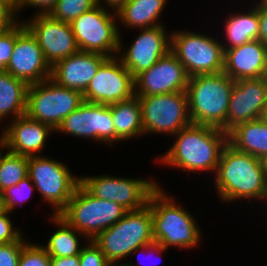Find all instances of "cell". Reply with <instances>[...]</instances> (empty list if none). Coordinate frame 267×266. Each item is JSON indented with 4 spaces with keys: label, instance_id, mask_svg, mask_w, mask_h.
Listing matches in <instances>:
<instances>
[{
    "label": "cell",
    "instance_id": "obj_31",
    "mask_svg": "<svg viewBox=\"0 0 267 266\" xmlns=\"http://www.w3.org/2000/svg\"><path fill=\"white\" fill-rule=\"evenodd\" d=\"M35 186L30 178L27 176L21 180L17 185L4 190L1 194L5 203V210L13 213L18 205L29 200L32 193L35 192ZM17 206V207H16Z\"/></svg>",
    "mask_w": 267,
    "mask_h": 266
},
{
    "label": "cell",
    "instance_id": "obj_23",
    "mask_svg": "<svg viewBox=\"0 0 267 266\" xmlns=\"http://www.w3.org/2000/svg\"><path fill=\"white\" fill-rule=\"evenodd\" d=\"M231 14L223 19L225 20L223 33L226 38L221 39V44L224 50L259 40L258 4L255 1L246 11Z\"/></svg>",
    "mask_w": 267,
    "mask_h": 266
},
{
    "label": "cell",
    "instance_id": "obj_2",
    "mask_svg": "<svg viewBox=\"0 0 267 266\" xmlns=\"http://www.w3.org/2000/svg\"><path fill=\"white\" fill-rule=\"evenodd\" d=\"M213 177L217 197L224 204L241 199L264 203L267 198V175L262 160L229 144L221 153Z\"/></svg>",
    "mask_w": 267,
    "mask_h": 266
},
{
    "label": "cell",
    "instance_id": "obj_25",
    "mask_svg": "<svg viewBox=\"0 0 267 266\" xmlns=\"http://www.w3.org/2000/svg\"><path fill=\"white\" fill-rule=\"evenodd\" d=\"M228 144L240 152L263 159L267 155V122L261 119L237 125L228 133Z\"/></svg>",
    "mask_w": 267,
    "mask_h": 266
},
{
    "label": "cell",
    "instance_id": "obj_44",
    "mask_svg": "<svg viewBox=\"0 0 267 266\" xmlns=\"http://www.w3.org/2000/svg\"><path fill=\"white\" fill-rule=\"evenodd\" d=\"M128 263L121 262H109L108 266H138V263H132L131 261H127Z\"/></svg>",
    "mask_w": 267,
    "mask_h": 266
},
{
    "label": "cell",
    "instance_id": "obj_32",
    "mask_svg": "<svg viewBox=\"0 0 267 266\" xmlns=\"http://www.w3.org/2000/svg\"><path fill=\"white\" fill-rule=\"evenodd\" d=\"M18 266H51V256L42 244L28 241L22 248Z\"/></svg>",
    "mask_w": 267,
    "mask_h": 266
},
{
    "label": "cell",
    "instance_id": "obj_11",
    "mask_svg": "<svg viewBox=\"0 0 267 266\" xmlns=\"http://www.w3.org/2000/svg\"><path fill=\"white\" fill-rule=\"evenodd\" d=\"M138 99L144 135L155 133L173 136L192 124L186 91L138 96Z\"/></svg>",
    "mask_w": 267,
    "mask_h": 266
},
{
    "label": "cell",
    "instance_id": "obj_39",
    "mask_svg": "<svg viewBox=\"0 0 267 266\" xmlns=\"http://www.w3.org/2000/svg\"><path fill=\"white\" fill-rule=\"evenodd\" d=\"M259 40L267 46V6L258 4Z\"/></svg>",
    "mask_w": 267,
    "mask_h": 266
},
{
    "label": "cell",
    "instance_id": "obj_21",
    "mask_svg": "<svg viewBox=\"0 0 267 266\" xmlns=\"http://www.w3.org/2000/svg\"><path fill=\"white\" fill-rule=\"evenodd\" d=\"M107 58L99 53L79 51L55 63L51 67L50 79L62 87L83 93Z\"/></svg>",
    "mask_w": 267,
    "mask_h": 266
},
{
    "label": "cell",
    "instance_id": "obj_15",
    "mask_svg": "<svg viewBox=\"0 0 267 266\" xmlns=\"http://www.w3.org/2000/svg\"><path fill=\"white\" fill-rule=\"evenodd\" d=\"M166 28L164 25H159L139 29V35L127 47V50L124 48L122 35L119 36L117 56L134 78L141 72L152 67L161 57L170 51L171 33Z\"/></svg>",
    "mask_w": 267,
    "mask_h": 266
},
{
    "label": "cell",
    "instance_id": "obj_16",
    "mask_svg": "<svg viewBox=\"0 0 267 266\" xmlns=\"http://www.w3.org/2000/svg\"><path fill=\"white\" fill-rule=\"evenodd\" d=\"M5 72L33 85L51 76V67L46 62L37 38L23 20L17 22V39Z\"/></svg>",
    "mask_w": 267,
    "mask_h": 266
},
{
    "label": "cell",
    "instance_id": "obj_14",
    "mask_svg": "<svg viewBox=\"0 0 267 266\" xmlns=\"http://www.w3.org/2000/svg\"><path fill=\"white\" fill-rule=\"evenodd\" d=\"M86 102L113 105L135 95L134 77L118 56L107 58L82 93Z\"/></svg>",
    "mask_w": 267,
    "mask_h": 266
},
{
    "label": "cell",
    "instance_id": "obj_13",
    "mask_svg": "<svg viewBox=\"0 0 267 266\" xmlns=\"http://www.w3.org/2000/svg\"><path fill=\"white\" fill-rule=\"evenodd\" d=\"M56 132L113 146L116 143V130L111 117V105L84 101L63 119Z\"/></svg>",
    "mask_w": 267,
    "mask_h": 266
},
{
    "label": "cell",
    "instance_id": "obj_3",
    "mask_svg": "<svg viewBox=\"0 0 267 266\" xmlns=\"http://www.w3.org/2000/svg\"><path fill=\"white\" fill-rule=\"evenodd\" d=\"M162 186H158L150 195L153 238L163 247L191 249L198 246L202 237L201 228L191 212L176 198L171 197ZM168 194V195H167Z\"/></svg>",
    "mask_w": 267,
    "mask_h": 266
},
{
    "label": "cell",
    "instance_id": "obj_41",
    "mask_svg": "<svg viewBox=\"0 0 267 266\" xmlns=\"http://www.w3.org/2000/svg\"><path fill=\"white\" fill-rule=\"evenodd\" d=\"M51 266H80L79 255L51 257Z\"/></svg>",
    "mask_w": 267,
    "mask_h": 266
},
{
    "label": "cell",
    "instance_id": "obj_37",
    "mask_svg": "<svg viewBox=\"0 0 267 266\" xmlns=\"http://www.w3.org/2000/svg\"><path fill=\"white\" fill-rule=\"evenodd\" d=\"M20 18L16 11L6 2L0 0V31L8 29L16 24Z\"/></svg>",
    "mask_w": 267,
    "mask_h": 266
},
{
    "label": "cell",
    "instance_id": "obj_9",
    "mask_svg": "<svg viewBox=\"0 0 267 266\" xmlns=\"http://www.w3.org/2000/svg\"><path fill=\"white\" fill-rule=\"evenodd\" d=\"M69 24L80 51L117 56L121 29L116 12L97 5Z\"/></svg>",
    "mask_w": 267,
    "mask_h": 266
},
{
    "label": "cell",
    "instance_id": "obj_40",
    "mask_svg": "<svg viewBox=\"0 0 267 266\" xmlns=\"http://www.w3.org/2000/svg\"><path fill=\"white\" fill-rule=\"evenodd\" d=\"M166 250H167V248L163 247L161 244L156 243V242H153L152 244H147L145 246H142V247L137 248L134 252H132L131 255L133 256L134 253H136V252H139V254L141 253L143 255L144 253H142V252H147L146 254H148V255L149 254L151 255V254H154L155 253V255L158 256V255H160V253L162 254L163 252H166ZM137 257H138V255H137ZM139 261H141V260H139ZM139 264L140 265L143 264L142 261ZM154 264H156V263L154 262ZM152 266H154V265H152Z\"/></svg>",
    "mask_w": 267,
    "mask_h": 266
},
{
    "label": "cell",
    "instance_id": "obj_47",
    "mask_svg": "<svg viewBox=\"0 0 267 266\" xmlns=\"http://www.w3.org/2000/svg\"><path fill=\"white\" fill-rule=\"evenodd\" d=\"M261 160H262V163H263V168H264L265 173L267 175V155Z\"/></svg>",
    "mask_w": 267,
    "mask_h": 266
},
{
    "label": "cell",
    "instance_id": "obj_17",
    "mask_svg": "<svg viewBox=\"0 0 267 266\" xmlns=\"http://www.w3.org/2000/svg\"><path fill=\"white\" fill-rule=\"evenodd\" d=\"M26 27L37 38L46 62L52 67L55 63L80 50L71 26L51 17L49 14H34L23 20Z\"/></svg>",
    "mask_w": 267,
    "mask_h": 266
},
{
    "label": "cell",
    "instance_id": "obj_36",
    "mask_svg": "<svg viewBox=\"0 0 267 266\" xmlns=\"http://www.w3.org/2000/svg\"><path fill=\"white\" fill-rule=\"evenodd\" d=\"M9 211H6L4 214L0 215V244L10 243L17 241L23 233L21 229L14 226Z\"/></svg>",
    "mask_w": 267,
    "mask_h": 266
},
{
    "label": "cell",
    "instance_id": "obj_27",
    "mask_svg": "<svg viewBox=\"0 0 267 266\" xmlns=\"http://www.w3.org/2000/svg\"><path fill=\"white\" fill-rule=\"evenodd\" d=\"M29 85L11 74L0 72V123L25 115Z\"/></svg>",
    "mask_w": 267,
    "mask_h": 266
},
{
    "label": "cell",
    "instance_id": "obj_34",
    "mask_svg": "<svg viewBox=\"0 0 267 266\" xmlns=\"http://www.w3.org/2000/svg\"><path fill=\"white\" fill-rule=\"evenodd\" d=\"M22 235L17 241L0 244V266H18L23 246L28 242Z\"/></svg>",
    "mask_w": 267,
    "mask_h": 266
},
{
    "label": "cell",
    "instance_id": "obj_50",
    "mask_svg": "<svg viewBox=\"0 0 267 266\" xmlns=\"http://www.w3.org/2000/svg\"><path fill=\"white\" fill-rule=\"evenodd\" d=\"M264 204H266V205H264V208H265V206H267V198H266ZM266 210H267V207H266ZM266 213H267V212H266Z\"/></svg>",
    "mask_w": 267,
    "mask_h": 266
},
{
    "label": "cell",
    "instance_id": "obj_10",
    "mask_svg": "<svg viewBox=\"0 0 267 266\" xmlns=\"http://www.w3.org/2000/svg\"><path fill=\"white\" fill-rule=\"evenodd\" d=\"M84 102L82 92L62 87L52 79L29 85L26 115L54 130Z\"/></svg>",
    "mask_w": 267,
    "mask_h": 266
},
{
    "label": "cell",
    "instance_id": "obj_43",
    "mask_svg": "<svg viewBox=\"0 0 267 266\" xmlns=\"http://www.w3.org/2000/svg\"><path fill=\"white\" fill-rule=\"evenodd\" d=\"M11 6L16 12L20 9L22 0H2Z\"/></svg>",
    "mask_w": 267,
    "mask_h": 266
},
{
    "label": "cell",
    "instance_id": "obj_28",
    "mask_svg": "<svg viewBox=\"0 0 267 266\" xmlns=\"http://www.w3.org/2000/svg\"><path fill=\"white\" fill-rule=\"evenodd\" d=\"M52 216V217H51ZM49 216V222L56 225L54 232L47 239L48 242L42 245L47 253L51 257H67L79 255L83 245L79 240L83 237L84 241H88V239L78 232L75 228L70 226L63 218L59 215H51ZM79 235V237H78Z\"/></svg>",
    "mask_w": 267,
    "mask_h": 266
},
{
    "label": "cell",
    "instance_id": "obj_46",
    "mask_svg": "<svg viewBox=\"0 0 267 266\" xmlns=\"http://www.w3.org/2000/svg\"><path fill=\"white\" fill-rule=\"evenodd\" d=\"M260 119L263 120L264 122H267V102L264 105V108H263L262 114L260 116Z\"/></svg>",
    "mask_w": 267,
    "mask_h": 266
},
{
    "label": "cell",
    "instance_id": "obj_38",
    "mask_svg": "<svg viewBox=\"0 0 267 266\" xmlns=\"http://www.w3.org/2000/svg\"><path fill=\"white\" fill-rule=\"evenodd\" d=\"M58 0H22L20 9L16 12L17 17L22 9L34 7L37 14H49Z\"/></svg>",
    "mask_w": 267,
    "mask_h": 266
},
{
    "label": "cell",
    "instance_id": "obj_48",
    "mask_svg": "<svg viewBox=\"0 0 267 266\" xmlns=\"http://www.w3.org/2000/svg\"><path fill=\"white\" fill-rule=\"evenodd\" d=\"M255 2L260 6H267V0H255Z\"/></svg>",
    "mask_w": 267,
    "mask_h": 266
},
{
    "label": "cell",
    "instance_id": "obj_22",
    "mask_svg": "<svg viewBox=\"0 0 267 266\" xmlns=\"http://www.w3.org/2000/svg\"><path fill=\"white\" fill-rule=\"evenodd\" d=\"M223 72L234 81L265 77L267 46L260 40H254L224 50Z\"/></svg>",
    "mask_w": 267,
    "mask_h": 266
},
{
    "label": "cell",
    "instance_id": "obj_24",
    "mask_svg": "<svg viewBox=\"0 0 267 266\" xmlns=\"http://www.w3.org/2000/svg\"><path fill=\"white\" fill-rule=\"evenodd\" d=\"M168 0H128L117 12L125 28L144 29L164 25L159 21Z\"/></svg>",
    "mask_w": 267,
    "mask_h": 266
},
{
    "label": "cell",
    "instance_id": "obj_1",
    "mask_svg": "<svg viewBox=\"0 0 267 266\" xmlns=\"http://www.w3.org/2000/svg\"><path fill=\"white\" fill-rule=\"evenodd\" d=\"M173 145L159 156L157 163L184 172H210L214 176L228 134L221 128L191 124L172 136Z\"/></svg>",
    "mask_w": 267,
    "mask_h": 266
},
{
    "label": "cell",
    "instance_id": "obj_12",
    "mask_svg": "<svg viewBox=\"0 0 267 266\" xmlns=\"http://www.w3.org/2000/svg\"><path fill=\"white\" fill-rule=\"evenodd\" d=\"M152 179V180H151ZM152 178L117 177L102 174L80 176V184L94 197L120 204L127 211L145 207L152 192L159 186Z\"/></svg>",
    "mask_w": 267,
    "mask_h": 266
},
{
    "label": "cell",
    "instance_id": "obj_45",
    "mask_svg": "<svg viewBox=\"0 0 267 266\" xmlns=\"http://www.w3.org/2000/svg\"><path fill=\"white\" fill-rule=\"evenodd\" d=\"M5 212L6 210H5L4 199L2 197V194L0 193V215L4 214Z\"/></svg>",
    "mask_w": 267,
    "mask_h": 266
},
{
    "label": "cell",
    "instance_id": "obj_7",
    "mask_svg": "<svg viewBox=\"0 0 267 266\" xmlns=\"http://www.w3.org/2000/svg\"><path fill=\"white\" fill-rule=\"evenodd\" d=\"M171 32L170 51L184 66L189 77L223 72L224 49L220 38L218 40L216 36H210L213 34L193 30Z\"/></svg>",
    "mask_w": 267,
    "mask_h": 266
},
{
    "label": "cell",
    "instance_id": "obj_29",
    "mask_svg": "<svg viewBox=\"0 0 267 266\" xmlns=\"http://www.w3.org/2000/svg\"><path fill=\"white\" fill-rule=\"evenodd\" d=\"M28 159L0 148V193L28 176Z\"/></svg>",
    "mask_w": 267,
    "mask_h": 266
},
{
    "label": "cell",
    "instance_id": "obj_4",
    "mask_svg": "<svg viewBox=\"0 0 267 266\" xmlns=\"http://www.w3.org/2000/svg\"><path fill=\"white\" fill-rule=\"evenodd\" d=\"M234 84L235 81L224 72L189 77L186 94L192 124L213 126L226 132Z\"/></svg>",
    "mask_w": 267,
    "mask_h": 266
},
{
    "label": "cell",
    "instance_id": "obj_8",
    "mask_svg": "<svg viewBox=\"0 0 267 266\" xmlns=\"http://www.w3.org/2000/svg\"><path fill=\"white\" fill-rule=\"evenodd\" d=\"M28 177L43 201L52 207V215H58L67 206L80 184V176H74L65 162L46 155L29 157Z\"/></svg>",
    "mask_w": 267,
    "mask_h": 266
},
{
    "label": "cell",
    "instance_id": "obj_19",
    "mask_svg": "<svg viewBox=\"0 0 267 266\" xmlns=\"http://www.w3.org/2000/svg\"><path fill=\"white\" fill-rule=\"evenodd\" d=\"M266 102V76L235 81L227 110L226 133L239 124L260 119Z\"/></svg>",
    "mask_w": 267,
    "mask_h": 266
},
{
    "label": "cell",
    "instance_id": "obj_6",
    "mask_svg": "<svg viewBox=\"0 0 267 266\" xmlns=\"http://www.w3.org/2000/svg\"><path fill=\"white\" fill-rule=\"evenodd\" d=\"M126 212L120 204L94 197L79 184L67 206L58 215L88 240H93Z\"/></svg>",
    "mask_w": 267,
    "mask_h": 266
},
{
    "label": "cell",
    "instance_id": "obj_26",
    "mask_svg": "<svg viewBox=\"0 0 267 266\" xmlns=\"http://www.w3.org/2000/svg\"><path fill=\"white\" fill-rule=\"evenodd\" d=\"M111 117L116 130V143L144 135L138 96L111 105Z\"/></svg>",
    "mask_w": 267,
    "mask_h": 266
},
{
    "label": "cell",
    "instance_id": "obj_30",
    "mask_svg": "<svg viewBox=\"0 0 267 266\" xmlns=\"http://www.w3.org/2000/svg\"><path fill=\"white\" fill-rule=\"evenodd\" d=\"M95 6L96 0H58L49 15L56 20L70 23Z\"/></svg>",
    "mask_w": 267,
    "mask_h": 266
},
{
    "label": "cell",
    "instance_id": "obj_18",
    "mask_svg": "<svg viewBox=\"0 0 267 266\" xmlns=\"http://www.w3.org/2000/svg\"><path fill=\"white\" fill-rule=\"evenodd\" d=\"M189 76L169 51L149 69L134 78L135 96H151L186 91Z\"/></svg>",
    "mask_w": 267,
    "mask_h": 266
},
{
    "label": "cell",
    "instance_id": "obj_33",
    "mask_svg": "<svg viewBox=\"0 0 267 266\" xmlns=\"http://www.w3.org/2000/svg\"><path fill=\"white\" fill-rule=\"evenodd\" d=\"M17 39V23L0 31V72L5 71Z\"/></svg>",
    "mask_w": 267,
    "mask_h": 266
},
{
    "label": "cell",
    "instance_id": "obj_35",
    "mask_svg": "<svg viewBox=\"0 0 267 266\" xmlns=\"http://www.w3.org/2000/svg\"><path fill=\"white\" fill-rule=\"evenodd\" d=\"M79 260L80 266H108L109 264V261L93 240L85 242L79 254Z\"/></svg>",
    "mask_w": 267,
    "mask_h": 266
},
{
    "label": "cell",
    "instance_id": "obj_5",
    "mask_svg": "<svg viewBox=\"0 0 267 266\" xmlns=\"http://www.w3.org/2000/svg\"><path fill=\"white\" fill-rule=\"evenodd\" d=\"M93 242L109 262H122L137 248L152 244L155 241L150 205L127 211L114 225L99 233Z\"/></svg>",
    "mask_w": 267,
    "mask_h": 266
},
{
    "label": "cell",
    "instance_id": "obj_49",
    "mask_svg": "<svg viewBox=\"0 0 267 266\" xmlns=\"http://www.w3.org/2000/svg\"><path fill=\"white\" fill-rule=\"evenodd\" d=\"M3 146V142H2V134H0V148Z\"/></svg>",
    "mask_w": 267,
    "mask_h": 266
},
{
    "label": "cell",
    "instance_id": "obj_20",
    "mask_svg": "<svg viewBox=\"0 0 267 266\" xmlns=\"http://www.w3.org/2000/svg\"><path fill=\"white\" fill-rule=\"evenodd\" d=\"M2 142L5 150L26 156H41L46 141L55 130L47 124L29 118L26 114L5 124Z\"/></svg>",
    "mask_w": 267,
    "mask_h": 266
},
{
    "label": "cell",
    "instance_id": "obj_42",
    "mask_svg": "<svg viewBox=\"0 0 267 266\" xmlns=\"http://www.w3.org/2000/svg\"><path fill=\"white\" fill-rule=\"evenodd\" d=\"M127 1L128 0H96L97 5L109 10L111 9L114 12H117Z\"/></svg>",
    "mask_w": 267,
    "mask_h": 266
}]
</instances>
